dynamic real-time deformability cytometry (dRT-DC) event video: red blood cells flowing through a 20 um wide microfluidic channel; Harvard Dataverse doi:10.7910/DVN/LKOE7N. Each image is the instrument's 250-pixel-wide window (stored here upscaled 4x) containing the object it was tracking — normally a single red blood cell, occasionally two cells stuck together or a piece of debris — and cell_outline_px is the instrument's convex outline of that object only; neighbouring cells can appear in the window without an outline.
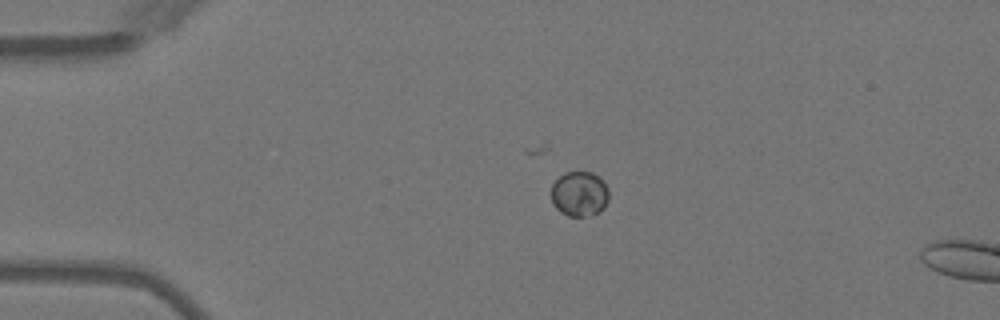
{"species": "Egyptian fruit bat (a non-hibernating species)", "species_latin": "Rousettus aegyptiacus", "temperature_condition": "warm", "stored_images_in_passage": 6, "camera_frame_rate_fps": 3000, "um_per_image_px": 0.085, "animal": {"sex": "female"}, "frame": {"image": 1, "passage_image": 4, "time_ms": 3.667, "image_size_px": [1000, 320], "cell_outline_px": [[608, 200], [604, 208], [600, 212], [584, 216], [568, 216], [560, 212], [552, 204], [552, 184], [564, 172], [592, 172], [608, 188]], "centroid_in_image_um": [49.24, 16.49], "position_along_channel_um": 35.8, "area_um2": 15.03}}
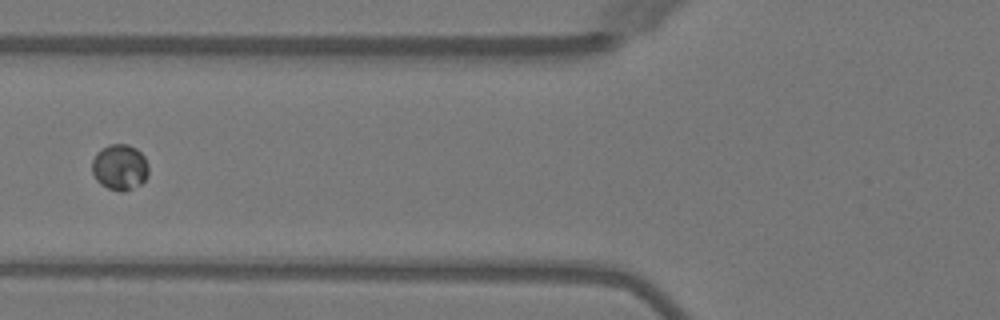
{"frame": {"image": 2, "passage_image": 6, "time_ms": 6.667, "image_size_px": [1000, 320], "cell_outline_px": [[148, 176], [140, 184], [124, 192], [120, 192], [108, 188], [100, 184], [96, 180], [92, 172], [92, 160], [96, 152], [108, 144], [128, 144], [136, 148], [144, 156], [148, 164]], "centroid_in_image_um": [10.17, 14.2], "position_along_channel_um": 115.6, "area_um2": 15.26}}